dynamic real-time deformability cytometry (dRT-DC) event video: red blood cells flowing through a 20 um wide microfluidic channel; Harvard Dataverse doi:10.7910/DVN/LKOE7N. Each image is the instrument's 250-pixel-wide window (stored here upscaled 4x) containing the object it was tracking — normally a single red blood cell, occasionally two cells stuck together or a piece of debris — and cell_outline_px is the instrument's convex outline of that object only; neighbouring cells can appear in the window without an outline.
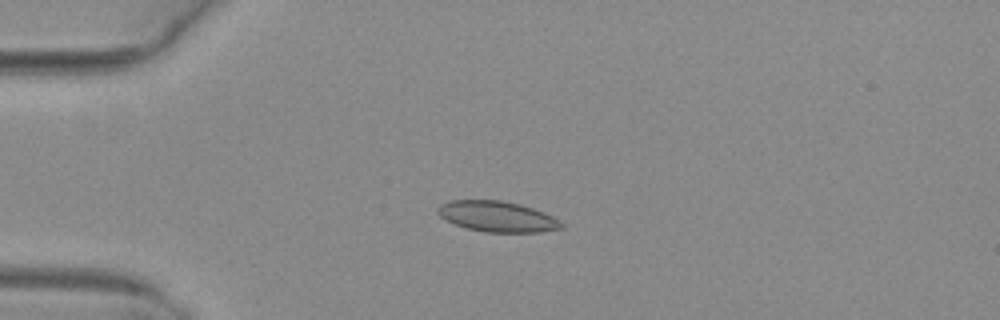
{"species": "common noctule bat (a hibernating species)", "species_latin": "Nyctalus noctula", "temperature_condition": "warm", "stored_images_in_passage": 47, "camera_frame_rate_fps": 3000, "um_per_image_px": 0.085, "animal": {"sex": "female", "body_mass_g": 29.2, "forearm_length_mm": 56.3}, "frame": {"image": 1, "passage_image": 9, "time_ms": 2.667, "image_size_px": [1000, 320], "cell_outline_px": [[564, 228], [540, 232], [484, 232], [468, 228], [456, 224], [440, 216], [436, 212], [436, 208], [440, 204], [448, 200], [500, 200], [520, 204], [544, 212], [560, 220], [564, 224]], "centroid_in_image_um": [42.28, 18.4], "position_along_channel_um": 42.7, "area_um2": 22.14}}
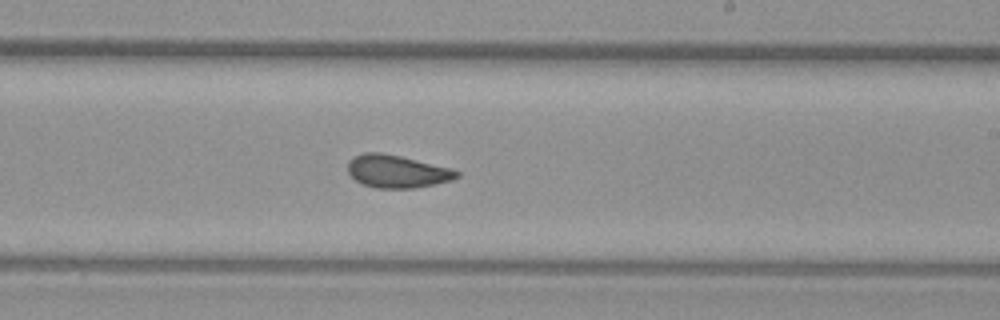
{"frame": {"image": 2, "passage_image": 27, "time_ms": 8.667, "image_size_px": [1000, 320], "cell_outline_px": [[460, 176], [452, 180], [412, 188], [376, 188], [364, 184], [356, 180], [348, 172], [348, 160], [364, 152], [380, 152], [400, 156], [452, 168], [460, 172]], "centroid_in_image_um": [33.75, 14.56], "position_along_channel_um": 255.2, "area_um2": 20.63}}
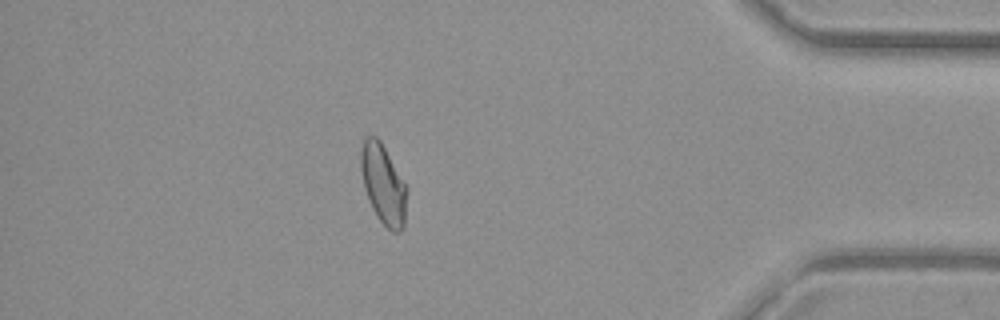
{"frame": {"image": 3, "passage_image": 41, "time_ms": 13.333, "image_size_px": [1000, 320], "cell_outline_px": [[408, 188], [404, 224], [400, 232], [392, 232], [376, 216], [368, 200], [364, 188], [360, 168], [360, 152], [364, 136], [376, 136], [380, 140]], "centroid_in_image_um": [32.57, 15.65], "position_along_channel_um": 402.6, "area_um2": 21.5}, "authors_computed_cell_mechanics": {"area_um2": 21.0392, "velocity_mm_per_s": 4.0277, "shape_relaxation_time_tau1_ms": null, "shape_relaxation_time_tau2_ms": 1.4814, "deformation_change_tau1": null, "deformation_change_tau2": 0.068}}